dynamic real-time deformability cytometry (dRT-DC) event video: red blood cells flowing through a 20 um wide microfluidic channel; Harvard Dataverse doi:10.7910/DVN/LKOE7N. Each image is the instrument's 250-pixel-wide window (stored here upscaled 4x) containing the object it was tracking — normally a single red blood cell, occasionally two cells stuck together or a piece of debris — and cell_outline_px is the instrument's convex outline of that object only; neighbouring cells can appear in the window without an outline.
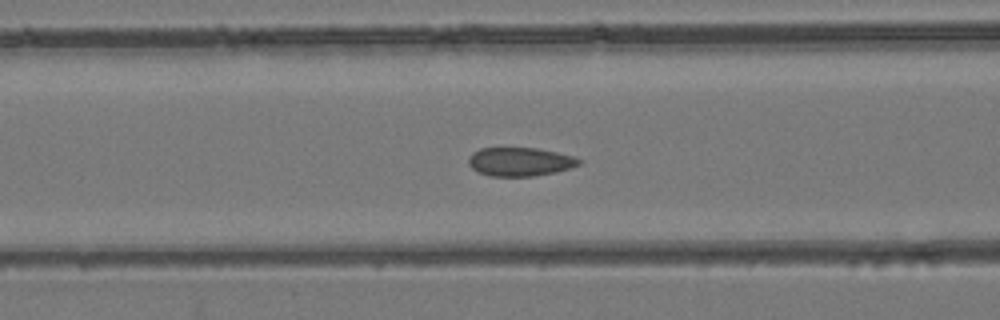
{"species": "common noctule bat (a hibernating species)", "species_latin": "Nyctalus noctula", "temperature_condition": "room temperature", "stored_images_in_passage": 46, "camera_frame_rate_fps": 3000, "um_per_image_px": 0.085, "animal": {"sex": "female", "body_mass_g": 24.6, "forearm_length_mm": 56.2}, "frame": {"image": 1, "passage_image": 18, "time_ms": 5.667, "image_size_px": [1000, 320], "cell_outline_px": [[584, 160], [580, 164], [556, 172], [532, 176], [492, 176], [480, 172], [472, 168], [468, 164], [468, 156], [472, 152], [480, 148], [536, 148], [556, 152], [572, 156]], "centroid_in_image_um": [44.18, 13.74], "position_along_channel_um": 122.4, "area_um2": 18.38}}
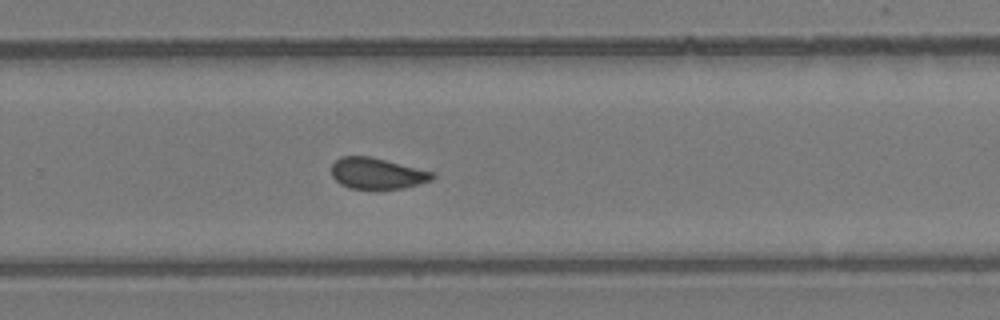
{"frame": {"image": 2, "passage_image": 30, "time_ms": 9.667, "image_size_px": [1000, 320], "cell_outline_px": [[436, 176], [432, 180], [404, 188], [348, 188], [340, 184], [332, 176], [332, 164], [340, 156], [368, 156], [436, 172]], "centroid_in_image_um": [32.07, 14.73], "position_along_channel_um": 297.7, "area_um2": 18.21}}
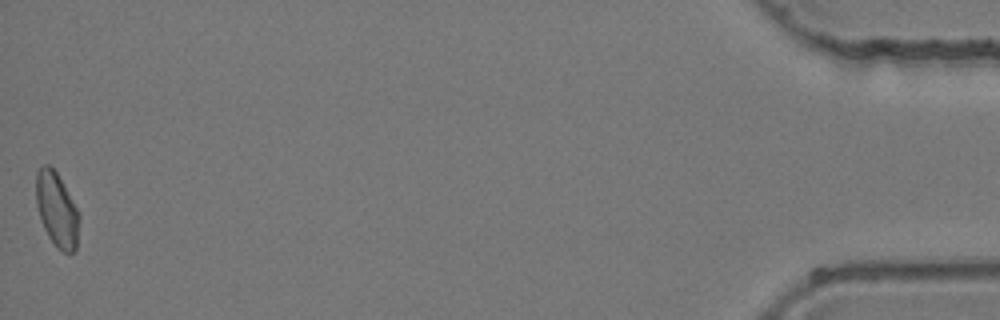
{"frame": {"image": 3, "passage_image": 46, "time_ms": 15.0, "image_size_px": [1000, 320], "cell_outline_px": [[80, 216], [76, 248], [72, 252], [64, 252], [56, 248], [48, 236], [44, 228], [36, 204], [36, 172], [44, 164], [48, 164], [56, 172], [76, 208]], "centroid_in_image_um": [4.82, 17.84], "position_along_channel_um": 430.4, "area_um2": 18.38}}